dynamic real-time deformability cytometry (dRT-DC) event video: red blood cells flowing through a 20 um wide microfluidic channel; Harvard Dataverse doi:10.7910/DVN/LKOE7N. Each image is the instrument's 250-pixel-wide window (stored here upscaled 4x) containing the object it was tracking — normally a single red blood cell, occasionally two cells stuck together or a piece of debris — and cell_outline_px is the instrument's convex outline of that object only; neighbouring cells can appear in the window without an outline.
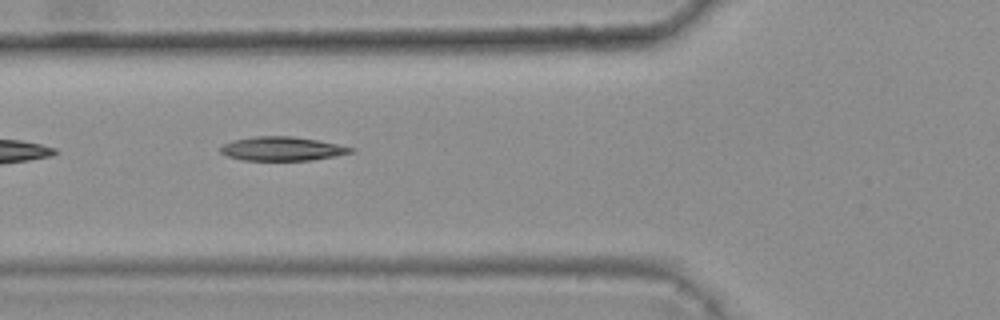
{"species": "common noctule bat (a hibernating species)", "species_latin": "Nyctalus noctula", "temperature_condition": "warm", "stored_images_in_passage": 8, "camera_frame_rate_fps": 3000, "um_per_image_px": 0.085, "animal": {"sex": "female", "body_mass_g": 25.1}, "frame": {"image": 1, "passage_image": 4, "time_ms": 1.0, "image_size_px": [1000, 320], "cell_outline_px": [[356, 152], [312, 160], [244, 160], [228, 156], [220, 152], [220, 148], [224, 144], [232, 140], [252, 136], [292, 136], [316, 140], [356, 148]], "centroid_in_image_um": [23.99, 12.64], "position_along_channel_um": 101.8, "area_um2": 18.15}}
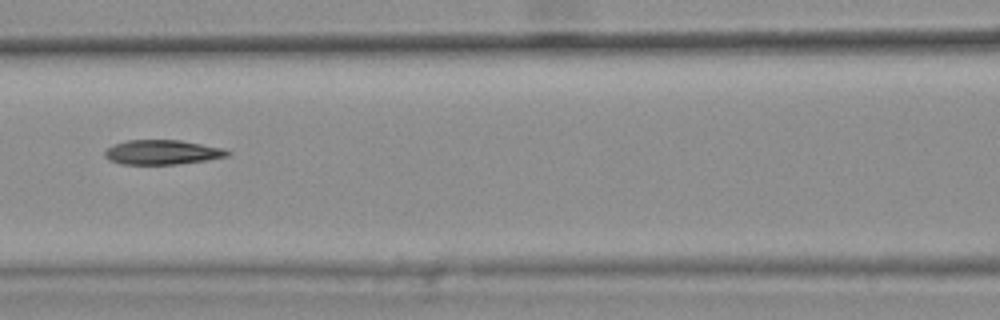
{"frame": {"image": 2, "passage_image": 5, "time_ms": 1.333, "image_size_px": [1000, 320], "cell_outline_px": [[232, 152], [228, 156], [208, 160], [176, 164], [120, 164], [104, 156], [104, 152], [112, 144], [128, 140], [180, 140], [224, 148]], "centroid_in_image_um": [13.81, 12.93], "position_along_channel_um": 152.8, "area_um2": 17.57}}